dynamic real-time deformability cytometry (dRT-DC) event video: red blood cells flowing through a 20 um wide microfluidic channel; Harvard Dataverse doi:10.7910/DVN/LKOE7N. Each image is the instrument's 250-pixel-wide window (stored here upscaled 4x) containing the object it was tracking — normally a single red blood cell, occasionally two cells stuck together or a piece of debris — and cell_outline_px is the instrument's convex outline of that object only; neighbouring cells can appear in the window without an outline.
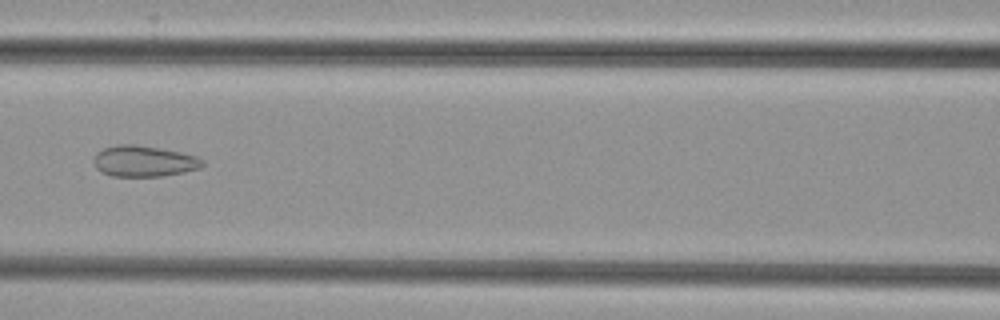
{"species": "common noctule bat (a hibernating species)", "species_latin": "Nyctalus noctula", "temperature_condition": "cold", "stored_images_in_passage": 4, "camera_frame_rate_fps": 3000, "um_per_image_px": 0.085, "animal": {"sex": "female", "body_mass_g": 29.2, "forearm_length_mm": 56.3}, "frame": {"image": 1, "passage_image": 4, "time_ms": 1.0, "image_size_px": [1000, 320], "cell_outline_px": [[204, 164], [200, 168], [184, 172], [160, 176], [112, 176], [96, 168], [92, 160], [96, 152], [104, 148], [120, 144], [136, 144], [180, 152], [196, 156], [204, 160]], "centroid_in_image_um": [12.22, 13.69], "position_along_channel_um": 154.4, "area_um2": 19.59}}